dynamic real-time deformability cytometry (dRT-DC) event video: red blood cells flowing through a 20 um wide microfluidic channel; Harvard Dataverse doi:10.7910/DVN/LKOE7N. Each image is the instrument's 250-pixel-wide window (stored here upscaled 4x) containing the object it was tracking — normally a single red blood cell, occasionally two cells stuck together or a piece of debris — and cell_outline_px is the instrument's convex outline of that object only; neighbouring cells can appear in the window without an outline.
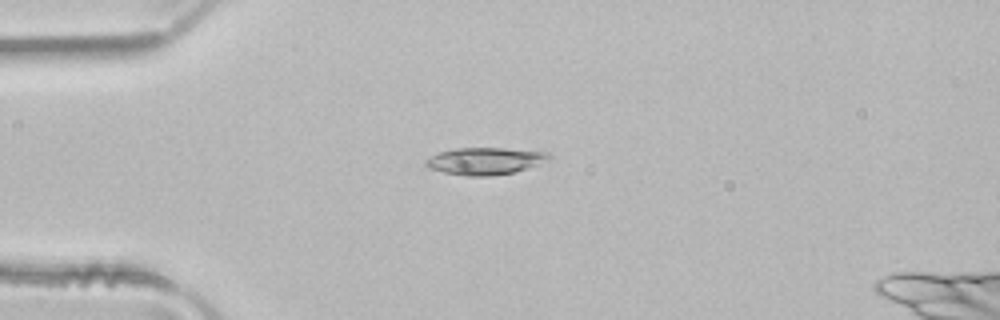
{"species": "common noctule bat (a hibernating species)", "species_latin": "Nyctalus noctula", "temperature_condition": "room temperature", "stored_images_in_passage": 2, "camera_frame_rate_fps": 3000, "um_per_image_px": 0.085, "animal": {"sex": "male", "body_mass_g": 21.5, "forearm_length_mm": 52.0}, "frame": {"image": 1, "passage_image": 1, "time_ms": 0.0, "image_size_px": [1000, 320], "cell_outline_px": [[552, 160], [516, 172], [492, 176], [464, 176], [444, 172], [432, 168], [424, 164], [424, 160], [440, 152], [456, 148], [504, 148], [548, 152], [552, 156]], "centroid_in_image_um": [41.3, 13.69], "position_along_channel_um": 43.7, "area_um2": 19.59}}
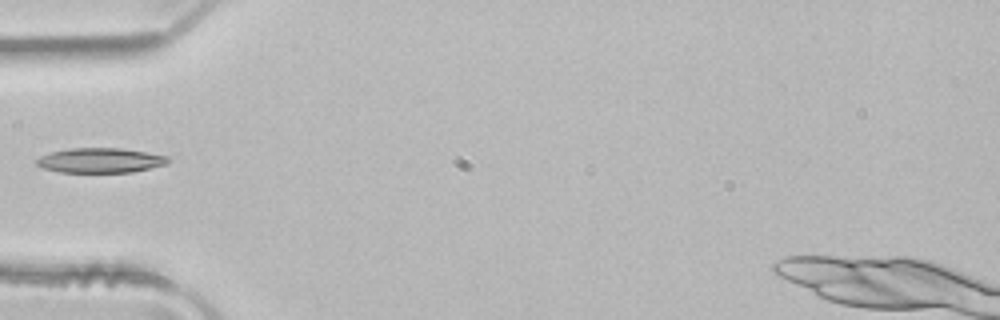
{"frame": {"image": 2, "passage_image": 2, "time_ms": 0.333, "image_size_px": [1000, 320], "cell_outline_px": [[172, 160], [168, 164], [132, 172], [60, 172], [44, 168], [36, 164], [36, 160], [40, 156], [52, 152], [68, 148], [120, 148], [168, 156]], "centroid_in_image_um": [8.56, 13.63], "position_along_channel_um": 76.4, "area_um2": 18.96}}